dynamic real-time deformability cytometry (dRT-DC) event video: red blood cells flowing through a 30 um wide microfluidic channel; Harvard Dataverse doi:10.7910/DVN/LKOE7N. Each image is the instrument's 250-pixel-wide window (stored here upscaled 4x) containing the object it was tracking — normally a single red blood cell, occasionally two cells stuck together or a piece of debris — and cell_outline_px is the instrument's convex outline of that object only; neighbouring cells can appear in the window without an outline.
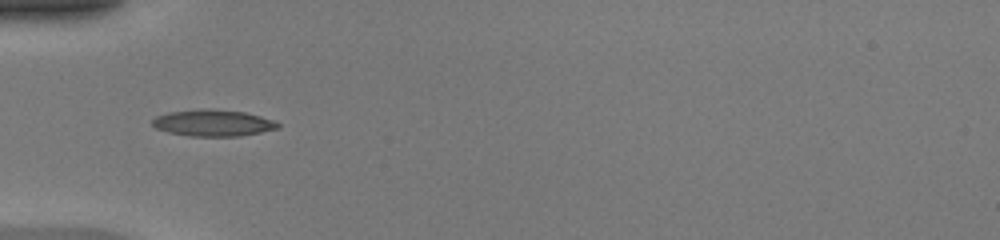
{"species": "common noctule bat (a hibernating species)", "species_latin": "Nyctalus noctula", "temperature_condition": "warm", "stored_images_in_passage": 33, "camera_frame_rate_fps": 3000, "um_per_image_px": 0.085, "animal": {"sex": "female", "body_mass_g": 20.0, "forearm_length_mm": 54.0}, "frame": {"image": 1, "passage_image": 1, "time_ms": 0.0, "image_size_px": [1000, 240], "cell_outline_px": [[280, 128], [240, 136], [188, 136], [168, 132], [156, 128], [152, 124], [152, 120], [156, 116], [168, 112], [212, 108], [244, 112], [260, 116], [272, 120], [280, 124]], "centroid_in_image_um": [18.1, 10.45], "position_along_channel_um": 66.9, "area_um2": 19.36}}
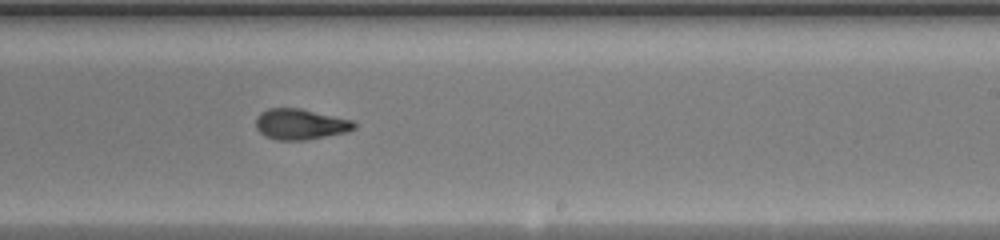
{"frame": {"image": 2, "passage_image": 15, "time_ms": 4.667, "image_size_px": [1000, 240], "cell_outline_px": [[356, 128], [348, 132], [304, 140], [276, 140], [264, 136], [256, 128], [256, 116], [260, 112], [268, 108], [300, 108], [352, 120], [356, 124]], "centroid_in_image_um": [25.51, 10.56], "position_along_channel_um": 263.5, "area_um2": 17.69}}
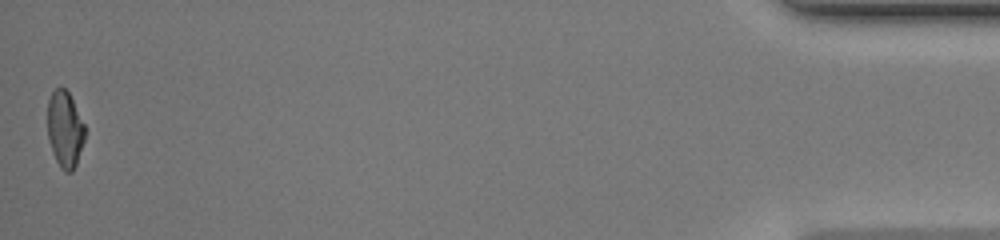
{"frame": {"image": 3, "passage_image": 33, "time_ms": 10.667, "image_size_px": [1000, 240], "cell_outline_px": [[84, 140], [76, 164], [72, 172], [64, 172], [60, 168], [52, 152], [48, 136], [48, 100], [52, 92], [56, 88], [64, 88], [68, 92], [84, 124]], "centroid_in_image_um": [5.5, 11.01], "position_along_channel_um": 429.7, "area_um2": 16.36}, "authors_computed_cell_mechanics": {"area_um2": 17.6868, "velocity_mm_per_s": 4.2479, "shape_relaxation_time_tau1_ms": 6.3379, "shape_relaxation_time_tau2_ms": 1.7265, "deformation_change_tau1": 0.258, "deformation_change_tau2": 0.0713}}